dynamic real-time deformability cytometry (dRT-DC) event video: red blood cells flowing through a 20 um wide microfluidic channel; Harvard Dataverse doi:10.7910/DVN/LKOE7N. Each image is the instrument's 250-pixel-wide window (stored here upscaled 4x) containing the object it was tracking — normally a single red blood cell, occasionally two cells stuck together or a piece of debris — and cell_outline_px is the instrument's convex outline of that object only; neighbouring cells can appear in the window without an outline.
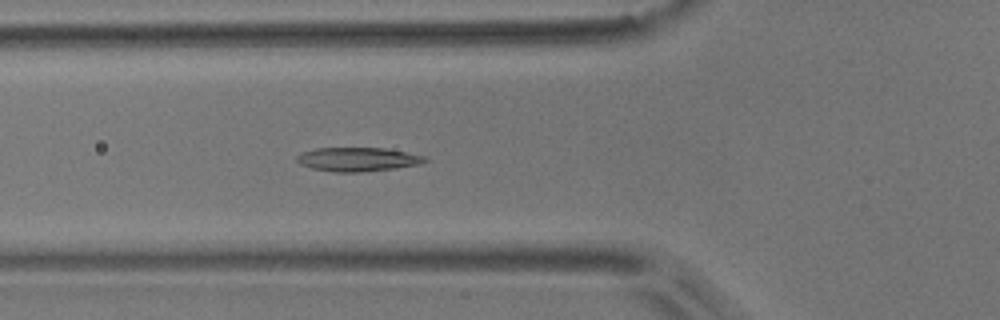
{"species": "common noctule bat (a hibernating species)", "species_latin": "Nyctalus noctula", "temperature_condition": "room temperature", "stored_images_in_passage": 6, "camera_frame_rate_fps": 3000, "um_per_image_px": 0.085, "animal": {"sex": "male", "body_mass_g": 17.9}, "frame": {"image": 1, "passage_image": 6, "time_ms": 1.667, "image_size_px": [1000, 320], "cell_outline_px": [[428, 160], [420, 164], [396, 168], [360, 172], [332, 172], [312, 168], [300, 164], [296, 160], [296, 156], [300, 152], [316, 148], [384, 148], [428, 156]], "centroid_in_image_um": [30.41, 13.54], "position_along_channel_um": 95.4, "area_um2": 17.98}}